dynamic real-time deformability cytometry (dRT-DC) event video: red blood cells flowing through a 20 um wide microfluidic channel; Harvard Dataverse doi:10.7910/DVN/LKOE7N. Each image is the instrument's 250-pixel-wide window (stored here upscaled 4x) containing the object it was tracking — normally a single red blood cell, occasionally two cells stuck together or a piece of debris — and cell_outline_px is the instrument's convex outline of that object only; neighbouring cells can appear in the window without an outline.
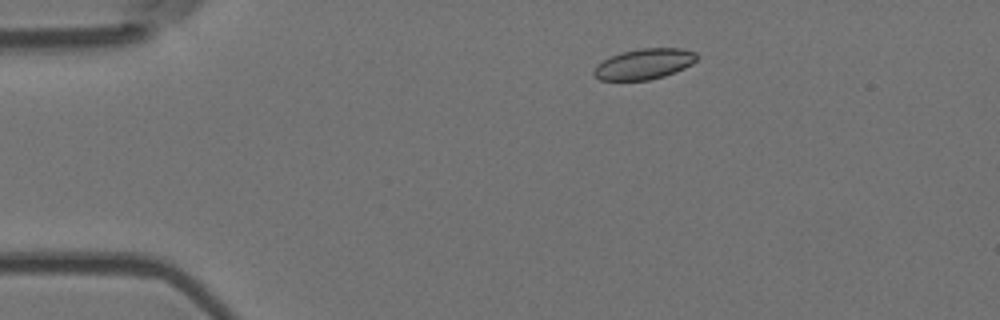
{"species": "Egyptian fruit bat (a non-hibernating species)", "species_latin": "Rousettus aegyptiacus", "temperature_condition": "room temperature", "stored_images_in_passage": 4, "camera_frame_rate_fps": 3000, "um_per_image_px": 0.085, "animal": {"sex": "female"}, "frame": {"image": 1, "passage_image": 2, "time_ms": 0.333, "image_size_px": [1000, 320], "cell_outline_px": [[700, 56], [692, 64], [684, 68], [664, 76], [648, 80], [600, 80], [592, 72], [604, 60], [612, 56], [624, 52], [640, 48], [684, 48], [696, 52]], "centroid_in_image_um": [54.83, 5.43], "position_along_channel_um": 30.2, "area_um2": 18.15}}
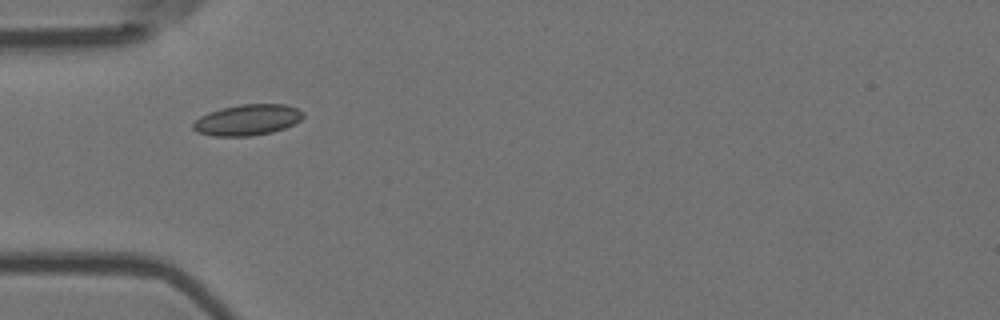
{"frame": {"image": 2, "passage_image": 4, "time_ms": 1.0, "image_size_px": [1000, 320], "cell_outline_px": [[304, 116], [300, 120], [284, 128], [272, 132], [252, 136], [212, 136], [196, 132], [192, 128], [192, 124], [200, 116], [208, 112], [220, 108], [240, 104], [288, 104], [304, 112]], "centroid_in_image_um": [21.01, 10.19], "position_along_channel_um": 64.0, "area_um2": 20.0}}